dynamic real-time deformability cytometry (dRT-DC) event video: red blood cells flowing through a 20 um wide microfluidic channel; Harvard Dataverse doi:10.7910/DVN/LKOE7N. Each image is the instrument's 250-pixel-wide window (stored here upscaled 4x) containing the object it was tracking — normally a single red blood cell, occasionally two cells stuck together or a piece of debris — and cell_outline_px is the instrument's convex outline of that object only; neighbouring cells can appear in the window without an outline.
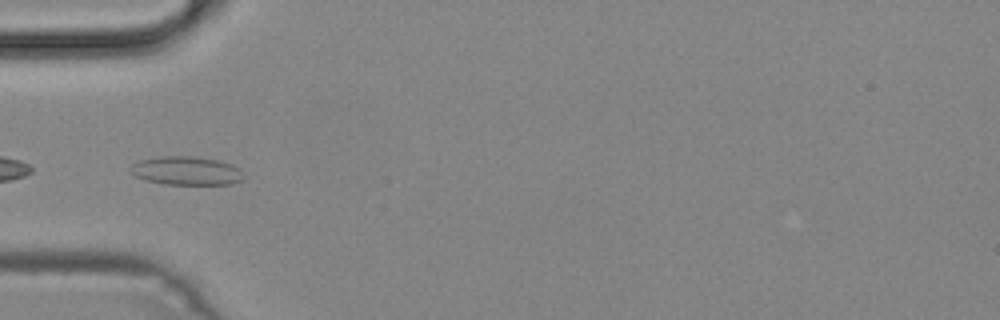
{"species": "common noctule bat (a hibernating species)", "species_latin": "Nyctalus noctula", "temperature_condition": "cold", "stored_images_in_passage": 25, "camera_frame_rate_fps": 3000, "um_per_image_px": 0.085, "animal": {"sex": "male", "body_mass_g": 19.2, "forearm_length_mm": 51.8}, "frame": {"image": 1, "passage_image": 15, "time_ms": 4.667, "image_size_px": [1000, 320], "cell_outline_px": [[244, 180], [232, 184], [164, 184], [144, 180], [136, 176], [132, 172], [132, 164], [140, 160], [160, 156], [196, 156], [220, 160], [232, 164], [240, 168], [244, 176]], "centroid_in_image_um": [15.9, 14.51], "position_along_channel_um": 69.1, "area_um2": 19.02}}
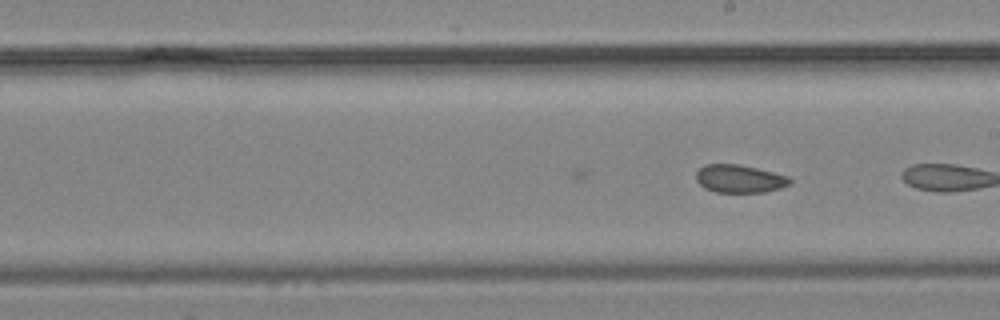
{"frame": {"image": 2, "passage_image": 25, "time_ms": 8.0, "image_size_px": [1000, 320], "cell_outline_px": [[792, 180], [788, 184], [780, 188], [764, 192], [716, 192], [704, 188], [696, 180], [696, 172], [704, 164], [736, 164], [756, 168], [788, 176]], "centroid_in_image_um": [62.82, 15.19], "position_along_channel_um": 226.2, "area_um2": 15.14}}